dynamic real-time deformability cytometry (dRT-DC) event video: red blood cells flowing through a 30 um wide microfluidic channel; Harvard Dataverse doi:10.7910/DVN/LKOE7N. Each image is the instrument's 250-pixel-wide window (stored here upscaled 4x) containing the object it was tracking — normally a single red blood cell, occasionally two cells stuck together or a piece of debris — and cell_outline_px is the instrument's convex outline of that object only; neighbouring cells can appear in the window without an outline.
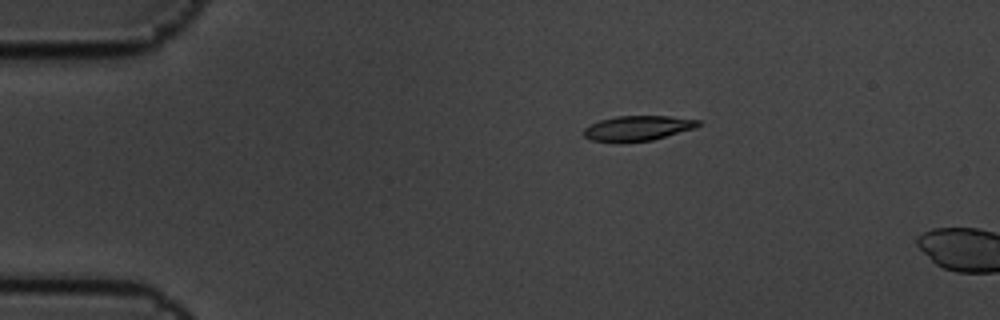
{"species": "common noctule bat (a hibernating species)", "species_latin": "Nyctalus noctula", "temperature_condition": "cold", "stored_images_in_passage": 2, "camera_frame_rate_fps": 3000, "um_per_image_px": 0.085, "animal": {"sex": "male", "body_mass_g": 19.5, "forearm_length_mm": 54.6}, "frame": {"image": 1, "passage_image": 1, "time_ms": 0.0, "image_size_px": [1000, 320], "cell_outline_px": [[704, 124], [696, 128], [652, 140], [592, 140], [584, 136], [584, 128], [600, 120], [616, 116], [668, 116], [700, 120]], "centroid_in_image_um": [54.3, 10.86], "position_along_channel_um": 30.7, "area_um2": 16.18}}